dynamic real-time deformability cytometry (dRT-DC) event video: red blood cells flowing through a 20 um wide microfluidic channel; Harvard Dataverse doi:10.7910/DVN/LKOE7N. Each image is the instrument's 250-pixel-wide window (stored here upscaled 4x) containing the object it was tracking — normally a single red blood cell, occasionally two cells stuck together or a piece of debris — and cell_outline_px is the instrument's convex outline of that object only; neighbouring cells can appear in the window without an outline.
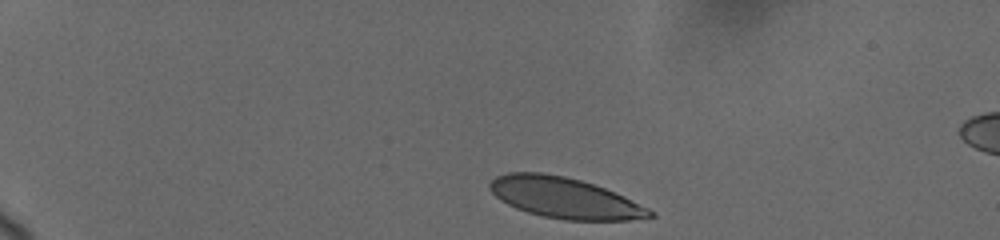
{"species": "human", "species_latin": "Homo sapiens", "temperature_condition": "cold", "stored_images_in_passage": 6, "camera_frame_rate_fps": 3000, "um_per_image_px": 0.085, "donor": {"sex": "female"}, "frame": {"image": 1, "passage_image": 1, "time_ms": 0.0, "image_size_px": [1000, 240], "cell_outline_px": [[656, 216], [628, 220], [564, 220], [544, 216], [528, 212], [516, 208], [500, 200], [488, 188], [488, 184], [496, 176], [508, 172], [544, 172], [564, 176], [580, 180], [604, 188], [624, 196], [656, 212]], "centroid_in_image_um": [47.98, 16.81], "position_along_channel_um": 37.0, "area_um2": 37.92}}
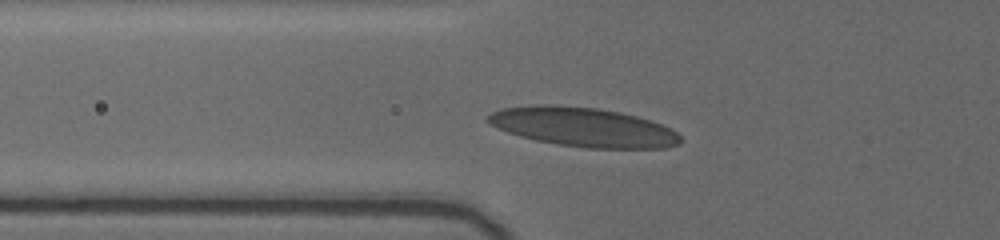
{"frame": {"image": 2, "passage_image": 5, "time_ms": 3.333, "image_size_px": [1000, 240], "cell_outline_px": [[680, 144], [664, 148], [588, 148], [556, 144], [536, 140], [520, 136], [496, 128], [488, 124], [484, 120], [492, 112], [504, 108], [596, 108], [620, 112], [652, 120], [664, 124], [672, 128], [680, 136]], "centroid_in_image_um": [49.68, 10.86], "position_along_channel_um": 76.1, "area_um2": 42.66}}